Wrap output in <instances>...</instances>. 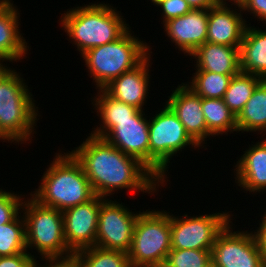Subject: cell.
I'll return each mask as SVG.
<instances>
[{"instance_id":"6da1fadb","label":"cell","mask_w":266,"mask_h":267,"mask_svg":"<svg viewBox=\"0 0 266 267\" xmlns=\"http://www.w3.org/2000/svg\"><path fill=\"white\" fill-rule=\"evenodd\" d=\"M70 153L81 164L97 196L108 198L120 189L154 194L163 186L138 159L123 153L104 138L90 134Z\"/></svg>"},{"instance_id":"7a4b0ae2","label":"cell","mask_w":266,"mask_h":267,"mask_svg":"<svg viewBox=\"0 0 266 267\" xmlns=\"http://www.w3.org/2000/svg\"><path fill=\"white\" fill-rule=\"evenodd\" d=\"M61 15L59 22L70 37V43L76 45L81 55L94 47L119 39L130 29L121 12L109 3L84 4L83 7L67 9Z\"/></svg>"},{"instance_id":"3957f363","label":"cell","mask_w":266,"mask_h":267,"mask_svg":"<svg viewBox=\"0 0 266 267\" xmlns=\"http://www.w3.org/2000/svg\"><path fill=\"white\" fill-rule=\"evenodd\" d=\"M38 188L30 195L40 204L64 211L96 195L81 164L68 152L56 153Z\"/></svg>"},{"instance_id":"277c9868","label":"cell","mask_w":266,"mask_h":267,"mask_svg":"<svg viewBox=\"0 0 266 267\" xmlns=\"http://www.w3.org/2000/svg\"><path fill=\"white\" fill-rule=\"evenodd\" d=\"M20 75L10 67L0 77V140L3 142L28 143L39 120L32 92Z\"/></svg>"},{"instance_id":"5b68a950","label":"cell","mask_w":266,"mask_h":267,"mask_svg":"<svg viewBox=\"0 0 266 267\" xmlns=\"http://www.w3.org/2000/svg\"><path fill=\"white\" fill-rule=\"evenodd\" d=\"M129 29L119 39L94 47L82 56L96 89L140 65L151 53V46L132 35Z\"/></svg>"},{"instance_id":"8992f818","label":"cell","mask_w":266,"mask_h":267,"mask_svg":"<svg viewBox=\"0 0 266 267\" xmlns=\"http://www.w3.org/2000/svg\"><path fill=\"white\" fill-rule=\"evenodd\" d=\"M23 201L26 247L36 249L41 259L66 258L74 255L64 238L63 213L40 204L31 195Z\"/></svg>"},{"instance_id":"52a82bcc","label":"cell","mask_w":266,"mask_h":267,"mask_svg":"<svg viewBox=\"0 0 266 267\" xmlns=\"http://www.w3.org/2000/svg\"><path fill=\"white\" fill-rule=\"evenodd\" d=\"M170 212L139 211L131 248L128 252L132 267H163L171 251Z\"/></svg>"},{"instance_id":"ba28073f","label":"cell","mask_w":266,"mask_h":267,"mask_svg":"<svg viewBox=\"0 0 266 267\" xmlns=\"http://www.w3.org/2000/svg\"><path fill=\"white\" fill-rule=\"evenodd\" d=\"M151 119V120H150ZM149 119V170L163 183L170 160L190 145L200 146L189 136L184 125L165 104L159 113Z\"/></svg>"},{"instance_id":"9c48e42d","label":"cell","mask_w":266,"mask_h":267,"mask_svg":"<svg viewBox=\"0 0 266 267\" xmlns=\"http://www.w3.org/2000/svg\"><path fill=\"white\" fill-rule=\"evenodd\" d=\"M231 216L226 211L192 217L170 214L171 249L211 250L219 233L231 222Z\"/></svg>"},{"instance_id":"30bf717a","label":"cell","mask_w":266,"mask_h":267,"mask_svg":"<svg viewBox=\"0 0 266 267\" xmlns=\"http://www.w3.org/2000/svg\"><path fill=\"white\" fill-rule=\"evenodd\" d=\"M138 215L124 203L105 198L99 209L95 246L128 253Z\"/></svg>"},{"instance_id":"8fae6325","label":"cell","mask_w":266,"mask_h":267,"mask_svg":"<svg viewBox=\"0 0 266 267\" xmlns=\"http://www.w3.org/2000/svg\"><path fill=\"white\" fill-rule=\"evenodd\" d=\"M232 224L229 222L217 236L211 263L215 267H265L253 231H233Z\"/></svg>"},{"instance_id":"7c38bea8","label":"cell","mask_w":266,"mask_h":267,"mask_svg":"<svg viewBox=\"0 0 266 267\" xmlns=\"http://www.w3.org/2000/svg\"><path fill=\"white\" fill-rule=\"evenodd\" d=\"M104 197L64 210L63 227L67 247L73 252L95 246L98 214Z\"/></svg>"},{"instance_id":"4fadbf2b","label":"cell","mask_w":266,"mask_h":267,"mask_svg":"<svg viewBox=\"0 0 266 267\" xmlns=\"http://www.w3.org/2000/svg\"><path fill=\"white\" fill-rule=\"evenodd\" d=\"M102 138L149 169V120L144 111L132 119L114 120V126Z\"/></svg>"},{"instance_id":"5bb4252c","label":"cell","mask_w":266,"mask_h":267,"mask_svg":"<svg viewBox=\"0 0 266 267\" xmlns=\"http://www.w3.org/2000/svg\"><path fill=\"white\" fill-rule=\"evenodd\" d=\"M183 84V85H182ZM178 84L165 104L184 125L189 136L200 146L213 136L208 130L202 112V98L185 83ZM202 144V145H201Z\"/></svg>"},{"instance_id":"9a60e30c","label":"cell","mask_w":266,"mask_h":267,"mask_svg":"<svg viewBox=\"0 0 266 267\" xmlns=\"http://www.w3.org/2000/svg\"><path fill=\"white\" fill-rule=\"evenodd\" d=\"M166 35L179 51L190 56L207 39L208 9H191L164 24Z\"/></svg>"},{"instance_id":"2e32d148","label":"cell","mask_w":266,"mask_h":267,"mask_svg":"<svg viewBox=\"0 0 266 267\" xmlns=\"http://www.w3.org/2000/svg\"><path fill=\"white\" fill-rule=\"evenodd\" d=\"M234 8L229 3H218L208 9L207 42L240 47L248 24L243 19L241 5Z\"/></svg>"},{"instance_id":"e0dca14e","label":"cell","mask_w":266,"mask_h":267,"mask_svg":"<svg viewBox=\"0 0 266 267\" xmlns=\"http://www.w3.org/2000/svg\"><path fill=\"white\" fill-rule=\"evenodd\" d=\"M149 55L140 65L131 71L111 80L102 88L109 96L125 104L145 110L142 107L147 103L150 84V57ZM145 103V104H144Z\"/></svg>"},{"instance_id":"ac0fdd59","label":"cell","mask_w":266,"mask_h":267,"mask_svg":"<svg viewBox=\"0 0 266 267\" xmlns=\"http://www.w3.org/2000/svg\"><path fill=\"white\" fill-rule=\"evenodd\" d=\"M12 0H0V62L20 61L29 46L19 29V11Z\"/></svg>"},{"instance_id":"d6986e66","label":"cell","mask_w":266,"mask_h":267,"mask_svg":"<svg viewBox=\"0 0 266 267\" xmlns=\"http://www.w3.org/2000/svg\"><path fill=\"white\" fill-rule=\"evenodd\" d=\"M234 166V177L241 189L249 193H260L266 190V138L244 151Z\"/></svg>"},{"instance_id":"ffe728a7","label":"cell","mask_w":266,"mask_h":267,"mask_svg":"<svg viewBox=\"0 0 266 267\" xmlns=\"http://www.w3.org/2000/svg\"><path fill=\"white\" fill-rule=\"evenodd\" d=\"M239 48L206 41L190 56L196 59L195 70L237 75L241 71Z\"/></svg>"},{"instance_id":"44dd1931","label":"cell","mask_w":266,"mask_h":267,"mask_svg":"<svg viewBox=\"0 0 266 267\" xmlns=\"http://www.w3.org/2000/svg\"><path fill=\"white\" fill-rule=\"evenodd\" d=\"M241 72L266 80V30L247 25L239 48Z\"/></svg>"},{"instance_id":"7402d4cb","label":"cell","mask_w":266,"mask_h":267,"mask_svg":"<svg viewBox=\"0 0 266 267\" xmlns=\"http://www.w3.org/2000/svg\"><path fill=\"white\" fill-rule=\"evenodd\" d=\"M94 97L91 101L102 122L100 127L97 126L91 131V134L97 137L102 138L114 126V120L132 119L140 111L109 96L103 89H98Z\"/></svg>"},{"instance_id":"603a6c76","label":"cell","mask_w":266,"mask_h":267,"mask_svg":"<svg viewBox=\"0 0 266 267\" xmlns=\"http://www.w3.org/2000/svg\"><path fill=\"white\" fill-rule=\"evenodd\" d=\"M237 132L266 131V80H262L236 117ZM243 131V132H242Z\"/></svg>"},{"instance_id":"cb8c5ba5","label":"cell","mask_w":266,"mask_h":267,"mask_svg":"<svg viewBox=\"0 0 266 267\" xmlns=\"http://www.w3.org/2000/svg\"><path fill=\"white\" fill-rule=\"evenodd\" d=\"M202 112L207 130L214 136L237 132L236 117L223 99L202 98ZM228 132V133H227Z\"/></svg>"},{"instance_id":"d4e9b609","label":"cell","mask_w":266,"mask_h":267,"mask_svg":"<svg viewBox=\"0 0 266 267\" xmlns=\"http://www.w3.org/2000/svg\"><path fill=\"white\" fill-rule=\"evenodd\" d=\"M262 80L259 76L241 71L232 77L229 87L224 94L223 101L235 117L242 111L244 105L252 96L253 91Z\"/></svg>"},{"instance_id":"484cf974","label":"cell","mask_w":266,"mask_h":267,"mask_svg":"<svg viewBox=\"0 0 266 267\" xmlns=\"http://www.w3.org/2000/svg\"><path fill=\"white\" fill-rule=\"evenodd\" d=\"M186 85L201 98L223 99L230 81L235 75H223L214 72L196 70ZM192 81V82H191Z\"/></svg>"},{"instance_id":"4316f807","label":"cell","mask_w":266,"mask_h":267,"mask_svg":"<svg viewBox=\"0 0 266 267\" xmlns=\"http://www.w3.org/2000/svg\"><path fill=\"white\" fill-rule=\"evenodd\" d=\"M80 267H130L128 253L100 247H87L74 253Z\"/></svg>"},{"instance_id":"83f0119b","label":"cell","mask_w":266,"mask_h":267,"mask_svg":"<svg viewBox=\"0 0 266 267\" xmlns=\"http://www.w3.org/2000/svg\"><path fill=\"white\" fill-rule=\"evenodd\" d=\"M18 215L13 221L0 225V257L28 252L24 217Z\"/></svg>"},{"instance_id":"f1b7e54d","label":"cell","mask_w":266,"mask_h":267,"mask_svg":"<svg viewBox=\"0 0 266 267\" xmlns=\"http://www.w3.org/2000/svg\"><path fill=\"white\" fill-rule=\"evenodd\" d=\"M211 263V250L171 249L163 267H207Z\"/></svg>"},{"instance_id":"f546056e","label":"cell","mask_w":266,"mask_h":267,"mask_svg":"<svg viewBox=\"0 0 266 267\" xmlns=\"http://www.w3.org/2000/svg\"><path fill=\"white\" fill-rule=\"evenodd\" d=\"M22 194H15L0 188V225L10 223L20 213L23 204Z\"/></svg>"},{"instance_id":"4dcf8cb0","label":"cell","mask_w":266,"mask_h":267,"mask_svg":"<svg viewBox=\"0 0 266 267\" xmlns=\"http://www.w3.org/2000/svg\"><path fill=\"white\" fill-rule=\"evenodd\" d=\"M156 7L161 8L163 24L170 19L187 14L192 9L186 0H163Z\"/></svg>"},{"instance_id":"1f68e13d","label":"cell","mask_w":266,"mask_h":267,"mask_svg":"<svg viewBox=\"0 0 266 267\" xmlns=\"http://www.w3.org/2000/svg\"><path fill=\"white\" fill-rule=\"evenodd\" d=\"M35 262L34 255L29 252L0 257V267H34Z\"/></svg>"},{"instance_id":"d6a6232c","label":"cell","mask_w":266,"mask_h":267,"mask_svg":"<svg viewBox=\"0 0 266 267\" xmlns=\"http://www.w3.org/2000/svg\"><path fill=\"white\" fill-rule=\"evenodd\" d=\"M241 8L245 14H253L254 18L257 17V20L265 21L266 24V0H244Z\"/></svg>"},{"instance_id":"836d02e7","label":"cell","mask_w":266,"mask_h":267,"mask_svg":"<svg viewBox=\"0 0 266 267\" xmlns=\"http://www.w3.org/2000/svg\"><path fill=\"white\" fill-rule=\"evenodd\" d=\"M44 265L39 264L36 261L34 267H80L79 261L75 255L66 258H52V259H42Z\"/></svg>"},{"instance_id":"e575fe53","label":"cell","mask_w":266,"mask_h":267,"mask_svg":"<svg viewBox=\"0 0 266 267\" xmlns=\"http://www.w3.org/2000/svg\"><path fill=\"white\" fill-rule=\"evenodd\" d=\"M253 233L257 240L258 247L266 267V211L263 215L261 223H259L258 229H256Z\"/></svg>"},{"instance_id":"d590c367","label":"cell","mask_w":266,"mask_h":267,"mask_svg":"<svg viewBox=\"0 0 266 267\" xmlns=\"http://www.w3.org/2000/svg\"><path fill=\"white\" fill-rule=\"evenodd\" d=\"M192 9H209L218 4V0H186Z\"/></svg>"},{"instance_id":"8d00e7d4","label":"cell","mask_w":266,"mask_h":267,"mask_svg":"<svg viewBox=\"0 0 266 267\" xmlns=\"http://www.w3.org/2000/svg\"><path fill=\"white\" fill-rule=\"evenodd\" d=\"M226 1L231 2V5L233 6V5H236V4L241 5L244 0H218V3L227 4L228 2H226Z\"/></svg>"},{"instance_id":"74e56055","label":"cell","mask_w":266,"mask_h":267,"mask_svg":"<svg viewBox=\"0 0 266 267\" xmlns=\"http://www.w3.org/2000/svg\"><path fill=\"white\" fill-rule=\"evenodd\" d=\"M8 68L10 67H7L5 63L3 64L2 62H0V77L8 70Z\"/></svg>"},{"instance_id":"f35d334b","label":"cell","mask_w":266,"mask_h":267,"mask_svg":"<svg viewBox=\"0 0 266 267\" xmlns=\"http://www.w3.org/2000/svg\"><path fill=\"white\" fill-rule=\"evenodd\" d=\"M153 5L157 6L158 4H160L163 0H150Z\"/></svg>"},{"instance_id":"ab89813d","label":"cell","mask_w":266,"mask_h":267,"mask_svg":"<svg viewBox=\"0 0 266 267\" xmlns=\"http://www.w3.org/2000/svg\"><path fill=\"white\" fill-rule=\"evenodd\" d=\"M207 267H215L212 263H210Z\"/></svg>"}]
</instances>
